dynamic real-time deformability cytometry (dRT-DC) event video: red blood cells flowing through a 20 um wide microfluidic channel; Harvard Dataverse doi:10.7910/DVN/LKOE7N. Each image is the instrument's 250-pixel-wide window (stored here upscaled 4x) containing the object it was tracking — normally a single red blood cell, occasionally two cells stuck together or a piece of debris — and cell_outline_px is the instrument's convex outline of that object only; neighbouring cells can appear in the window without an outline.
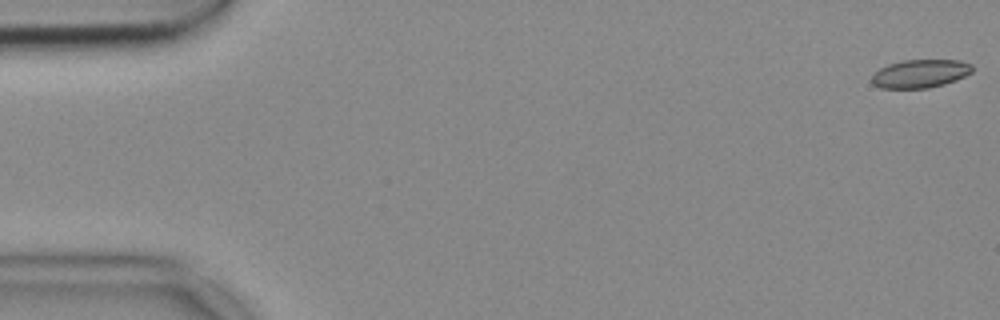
{"species": "common noctule bat (a hibernating species)", "species_latin": "Nyctalus noctula", "temperature_condition": "cold", "stored_images_in_passage": 54, "camera_frame_rate_fps": 3000, "um_per_image_px": 0.085, "animal": {"sex": "female", "body_mass_g": 18.4}, "frame": {"image": 1, "passage_image": 1, "time_ms": 0.0, "image_size_px": [1000, 320], "cell_outline_px": [[972, 72], [956, 80], [944, 84], [928, 88], [880, 88], [872, 84], [872, 76], [880, 68], [888, 64], [904, 60], [960, 60], [972, 64]], "centroid_in_image_um": [78.22, 6.26], "position_along_channel_um": 6.8, "area_um2": 16.53}}
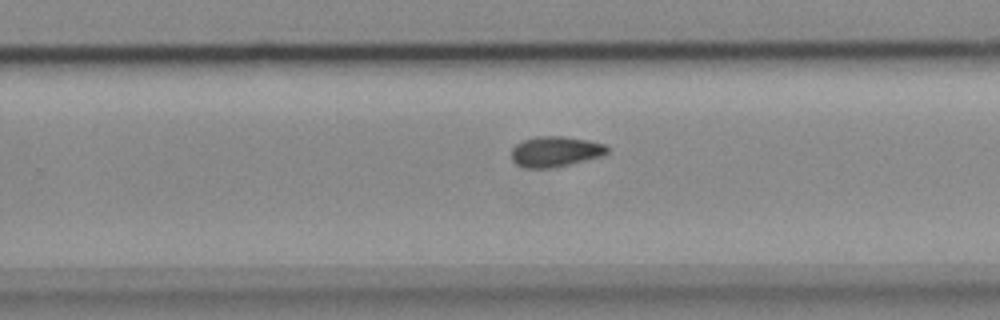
{"frame": {"image": 2, "passage_image": 34, "time_ms": 11.0, "image_size_px": [1000, 320], "cell_outline_px": [[608, 152], [604, 156], [552, 168], [524, 168], [516, 164], [512, 160], [512, 148], [516, 144], [524, 140], [536, 136], [564, 136], [588, 140], [604, 144], [608, 148]], "centroid_in_image_um": [47.21, 12.88], "position_along_channel_um": 282.6, "area_um2": 17.11}}
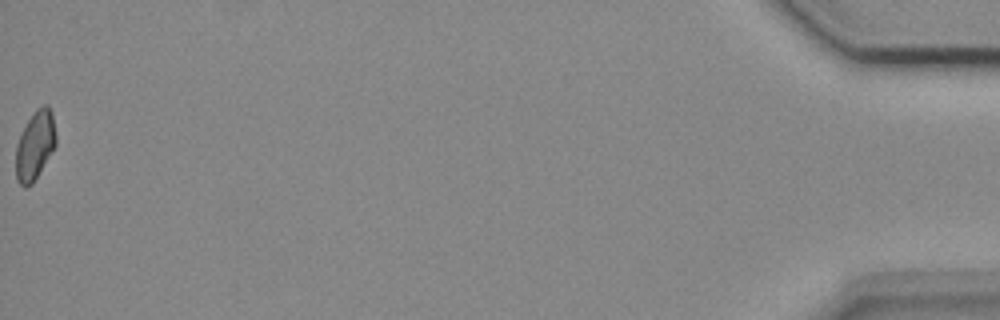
{"frame": {"image": 3, "passage_image": 54, "time_ms": 17.667, "image_size_px": [1000, 320], "cell_outline_px": [[56, 144], [32, 184], [24, 188], [16, 180], [16, 144], [28, 120], [36, 108], [44, 104], [48, 104], [52, 112], [56, 136]], "centroid_in_image_um": [2.97, 12.34], "position_along_channel_um": 432.2, "area_um2": 15.95}}